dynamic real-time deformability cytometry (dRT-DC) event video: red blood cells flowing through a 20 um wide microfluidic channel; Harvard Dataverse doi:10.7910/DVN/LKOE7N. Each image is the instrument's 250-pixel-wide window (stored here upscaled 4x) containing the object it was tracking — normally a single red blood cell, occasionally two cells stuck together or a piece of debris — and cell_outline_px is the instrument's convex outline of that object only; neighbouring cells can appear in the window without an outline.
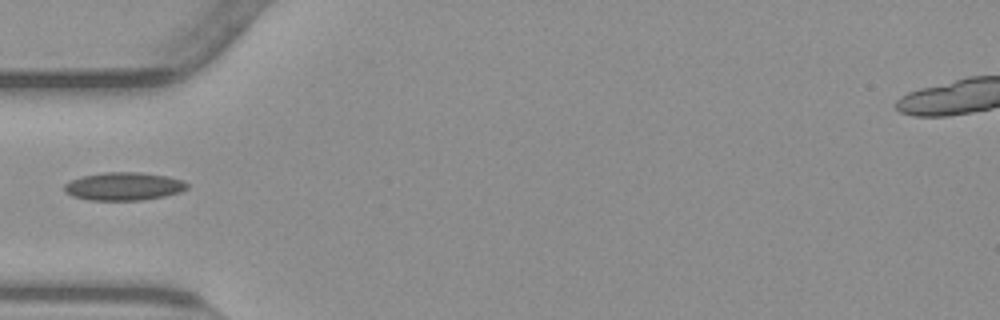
{"species": "common noctule bat (a hibernating species)", "species_latin": "Nyctalus noctula", "temperature_condition": "warm", "stored_images_in_passage": 37, "camera_frame_rate_fps": 3000, "um_per_image_px": 0.085, "animal": {"sex": "male", "body_mass_g": 23.1, "forearm_length_mm": 52.7}, "frame": {"image": 1, "passage_image": 1, "time_ms": 0.0, "image_size_px": [1000, 320], "cell_outline_px": [[188, 188], [180, 192], [164, 196], [144, 200], [88, 200], [72, 196], [64, 192], [64, 184], [72, 180], [84, 176], [104, 172], [140, 172], [164, 176], [184, 180], [188, 184]], "centroid_in_image_um": [10.52, 15.84], "position_along_channel_um": 74.5, "area_um2": 20.06}}
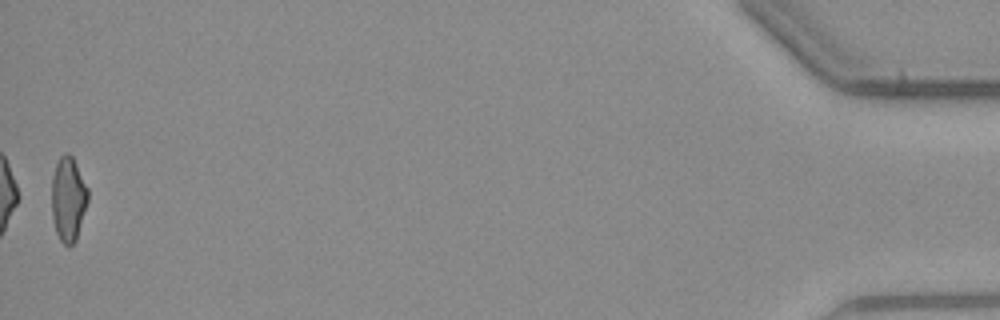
{"frame": {"image": 2, "passage_image": 37, "time_ms": 12.0, "image_size_px": [1000, 320], "cell_outline_px": [[88, 200], [76, 240], [68, 248], [60, 240], [56, 232], [52, 220], [52, 176], [56, 164], [60, 156], [64, 152], [68, 152], [72, 156], [88, 188]], "centroid_in_image_um": [5.79, 16.92], "position_along_channel_um": 429.4, "area_um2": 17.92}}